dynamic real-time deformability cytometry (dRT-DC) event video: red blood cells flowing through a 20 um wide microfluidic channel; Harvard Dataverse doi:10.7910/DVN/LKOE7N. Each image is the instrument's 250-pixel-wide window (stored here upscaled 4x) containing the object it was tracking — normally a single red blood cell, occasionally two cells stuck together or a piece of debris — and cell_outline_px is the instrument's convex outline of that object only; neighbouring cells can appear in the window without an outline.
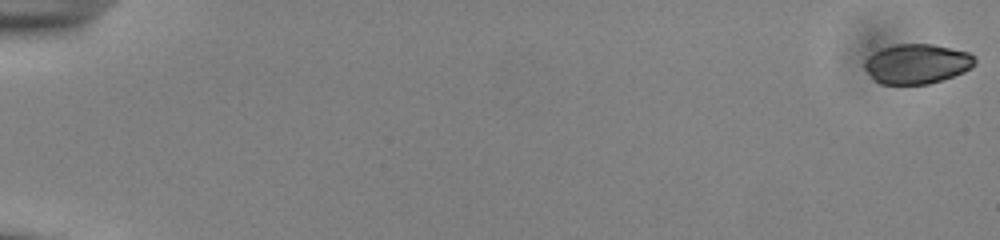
{"species": "common noctule bat (a hibernating species)", "species_latin": "Nyctalus noctula", "temperature_condition": "cold", "stored_images_in_passage": 55, "camera_frame_rate_fps": 3000, "um_per_image_px": 0.085, "animal": {"sex": "male", "body_mass_g": 13.0, "forearm_length_mm": 53.1}, "frame": {"image": 1, "passage_image": 1, "time_ms": 0.0, "image_size_px": [1000, 240], "cell_outline_px": [[976, 64], [972, 68], [964, 72], [928, 84], [880, 84], [864, 68], [864, 60], [868, 56], [880, 48], [896, 44], [932, 44], [968, 52], [976, 56]], "centroid_in_image_um": [77.95, 5.41], "position_along_channel_um": 7.1, "area_um2": 25.61}}
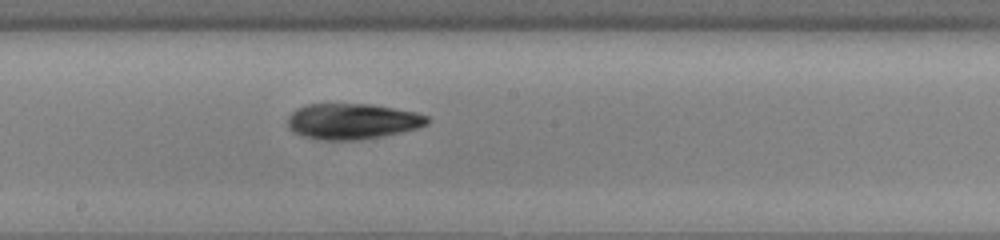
{"frame": {"image": 2, "passage_image": 32, "time_ms": 10.333, "image_size_px": [1000, 240], "cell_outline_px": [[432, 120], [428, 124], [416, 128], [400, 132], [360, 140], [320, 140], [300, 136], [292, 132], [288, 128], [288, 116], [296, 108], [304, 104], [372, 104], [416, 112], [428, 116]], "centroid_in_image_um": [29.91, 10.31], "position_along_channel_um": 218.3, "area_um2": 29.36}}
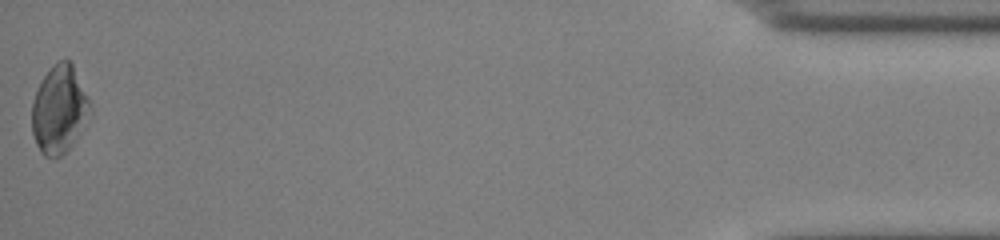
{"frame": {"image": 3, "passage_image": 55, "time_ms": 18.0, "image_size_px": [1000, 240], "cell_outline_px": [[92, 112], [72, 144], [60, 156], [52, 160], [44, 156], [40, 152], [36, 144], [32, 132], [32, 100], [44, 76], [56, 60], [68, 60], [72, 64], [92, 108]], "centroid_in_image_um": [5.01, 9.34], "position_along_channel_um": 430.2, "area_um2": 29.54}, "authors_computed_cell_mechanics": {"area_um2": 28.2642, "velocity_mm_per_s": 3.8813, "shape_relaxation_time_tau1_ms": 3.7971, "shape_relaxation_time_tau2_ms": 2.6174, "deformation_change_tau1": 0.1309, "deformation_change_tau2": 0.0718}}